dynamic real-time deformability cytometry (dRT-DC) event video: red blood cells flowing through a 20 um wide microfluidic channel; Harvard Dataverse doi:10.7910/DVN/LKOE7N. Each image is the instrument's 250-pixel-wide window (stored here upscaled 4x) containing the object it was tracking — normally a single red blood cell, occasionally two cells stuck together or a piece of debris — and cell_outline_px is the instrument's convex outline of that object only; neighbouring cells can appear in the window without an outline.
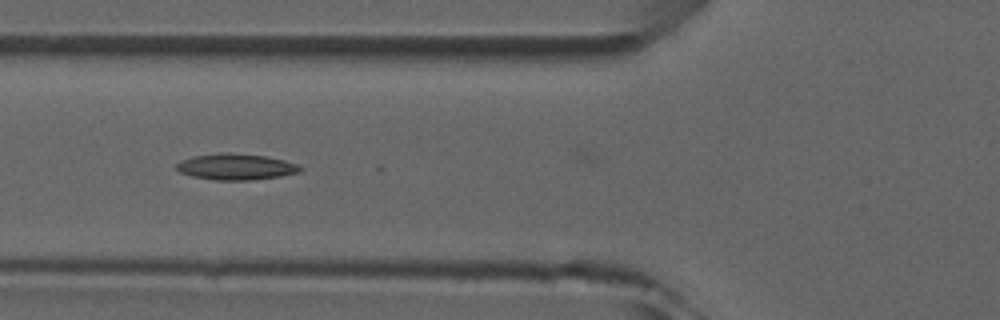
{"species": "common noctule bat (a hibernating species)", "species_latin": "Nyctalus noctula", "temperature_condition": "room temperature", "stored_images_in_passage": 6, "camera_frame_rate_fps": 3000, "um_per_image_px": 0.085, "animal": {"sex": "male", "forearm_length_mm": 52.5}, "frame": {"image": 1, "passage_image": 5, "time_ms": 4.667, "image_size_px": [1000, 320], "cell_outline_px": [[304, 168], [300, 172], [280, 176], [252, 180], [216, 180], [192, 176], [180, 172], [176, 168], [176, 164], [180, 160], [192, 156], [228, 152], [264, 156], [284, 160], [300, 164]], "centroid_in_image_um": [20.08, 14.17], "position_along_channel_um": 105.7, "area_um2": 18.9}}